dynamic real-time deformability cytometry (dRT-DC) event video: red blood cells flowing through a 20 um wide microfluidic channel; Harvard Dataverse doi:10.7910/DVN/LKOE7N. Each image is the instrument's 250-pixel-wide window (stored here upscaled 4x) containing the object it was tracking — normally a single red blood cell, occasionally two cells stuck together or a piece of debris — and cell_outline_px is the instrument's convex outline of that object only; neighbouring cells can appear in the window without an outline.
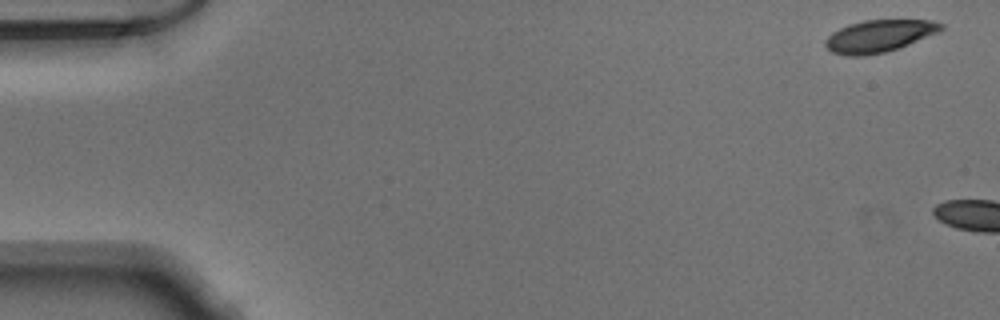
{"species": "Egyptian fruit bat (a non-hibernating species)", "species_latin": "Rousettus aegyptiacus", "temperature_condition": "warm", "stored_images_in_passage": 9, "camera_frame_rate_fps": 3000, "um_per_image_px": 0.085, "animal": {"sex": "male"}, "frame": {"image": 1, "passage_image": 1, "time_ms": 0.0, "image_size_px": [1000, 320], "cell_outline_px": [[944, 28], [940, 32], [900, 48], [884, 52], [864, 56], [844, 56], [832, 52], [824, 44], [824, 40], [832, 32], [848, 24], [864, 20], [932, 20], [944, 24]], "centroid_in_image_um": [74.74, 3.06], "position_along_channel_um": 10.3, "area_um2": 21.96}}